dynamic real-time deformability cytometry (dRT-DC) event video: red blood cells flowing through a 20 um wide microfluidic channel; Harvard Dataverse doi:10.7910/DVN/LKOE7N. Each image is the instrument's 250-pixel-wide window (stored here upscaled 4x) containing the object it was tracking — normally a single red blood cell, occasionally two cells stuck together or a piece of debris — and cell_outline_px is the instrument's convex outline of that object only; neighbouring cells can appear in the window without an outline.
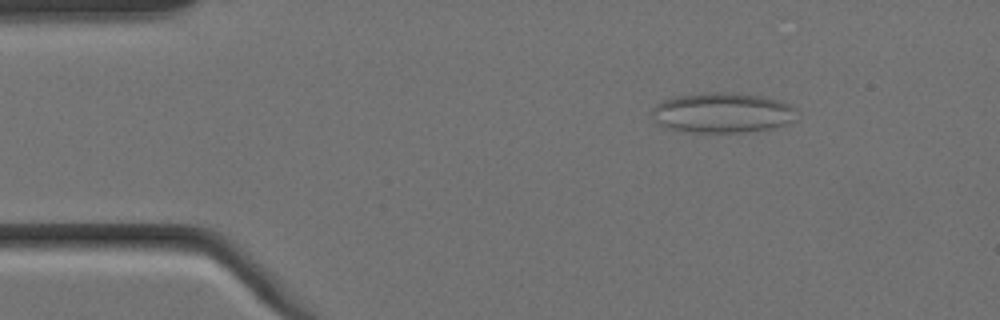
{"species": "Egyptian fruit bat (a non-hibernating species)", "species_latin": "Rousettus aegyptiacus", "temperature_condition": "cold", "stored_images_in_passage": 5, "camera_frame_rate_fps": 3000, "um_per_image_px": 0.085, "animal": {"sex": "female"}, "frame": {"image": 1, "passage_image": 2, "time_ms": 0.333, "image_size_px": [1000, 320], "cell_outline_px": [[796, 120], [788, 124], [772, 128], [740, 132], [692, 132], [664, 128], [656, 124], [652, 120], [652, 108], [656, 104], [672, 96], [712, 92], [736, 92], [760, 96], [780, 100], [796, 108]], "centroid_in_image_um": [61.38, 9.58], "position_along_channel_um": 23.6, "area_um2": 34.33}}